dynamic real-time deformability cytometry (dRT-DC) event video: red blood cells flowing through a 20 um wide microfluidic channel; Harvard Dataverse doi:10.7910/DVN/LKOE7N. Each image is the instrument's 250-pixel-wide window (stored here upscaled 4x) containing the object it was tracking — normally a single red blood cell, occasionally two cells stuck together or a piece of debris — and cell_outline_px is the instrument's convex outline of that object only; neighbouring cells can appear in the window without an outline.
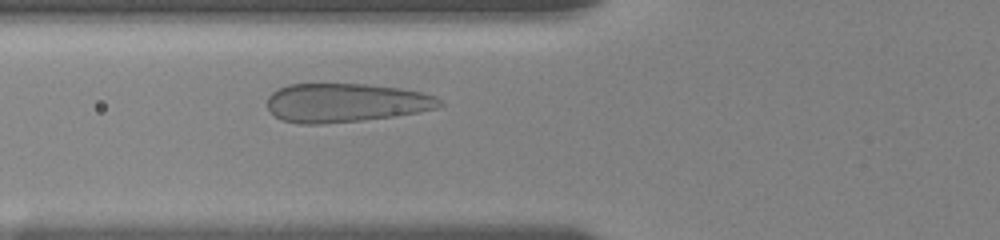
{"species": "human", "species_latin": "Homo sapiens", "temperature_condition": "room temperature", "stored_images_in_passage": 10, "camera_frame_rate_fps": 3000, "um_per_image_px": 0.085, "donor": {"sex": "female"}, "frame": {"image": 1, "passage_image": 5, "time_ms": 2.333, "image_size_px": [1000, 240], "cell_outline_px": [[444, 104], [436, 108], [420, 112], [396, 116], [360, 120], [320, 124], [300, 124], [280, 120], [268, 108], [268, 96], [272, 92], [288, 84], [364, 84], [400, 88], [424, 92], [436, 96], [444, 100]], "centroid_in_image_um": [29.43, 8.73], "position_along_channel_um": 96.4, "area_um2": 39.19}}
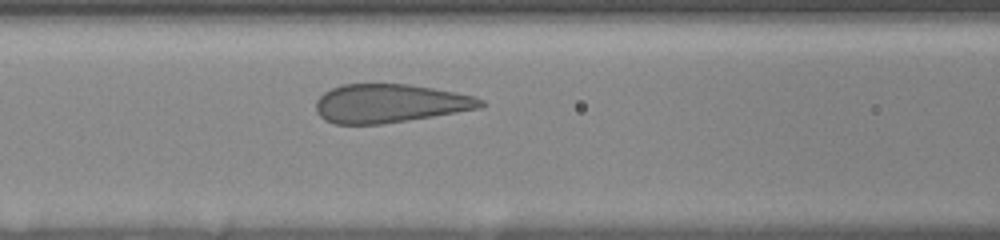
{"frame": {"image": 2, "passage_image": 7, "time_ms": 3.333, "image_size_px": [1000, 240], "cell_outline_px": [[484, 104], [480, 108], [384, 124], [336, 124], [324, 120], [316, 112], [316, 100], [324, 92], [332, 88], [344, 84], [408, 84], [432, 88], [472, 96], [484, 100]], "centroid_in_image_um": [33.08, 8.79], "position_along_channel_um": 133.5, "area_um2": 36.76}}
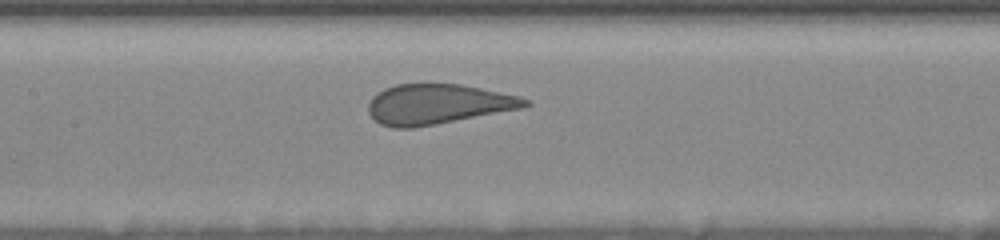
{"frame": {"image": 3, "passage_image": 10, "time_ms": 4.333, "image_size_px": [1000, 240], "cell_outline_px": [[532, 104], [524, 108], [436, 124], [412, 128], [392, 128], [380, 124], [368, 112], [368, 104], [372, 96], [376, 92], [384, 88], [396, 84], [460, 84], [520, 96], [528, 100]], "centroid_in_image_um": [37.2, 8.85], "position_along_channel_um": 170.2, "area_um2": 36.65}}